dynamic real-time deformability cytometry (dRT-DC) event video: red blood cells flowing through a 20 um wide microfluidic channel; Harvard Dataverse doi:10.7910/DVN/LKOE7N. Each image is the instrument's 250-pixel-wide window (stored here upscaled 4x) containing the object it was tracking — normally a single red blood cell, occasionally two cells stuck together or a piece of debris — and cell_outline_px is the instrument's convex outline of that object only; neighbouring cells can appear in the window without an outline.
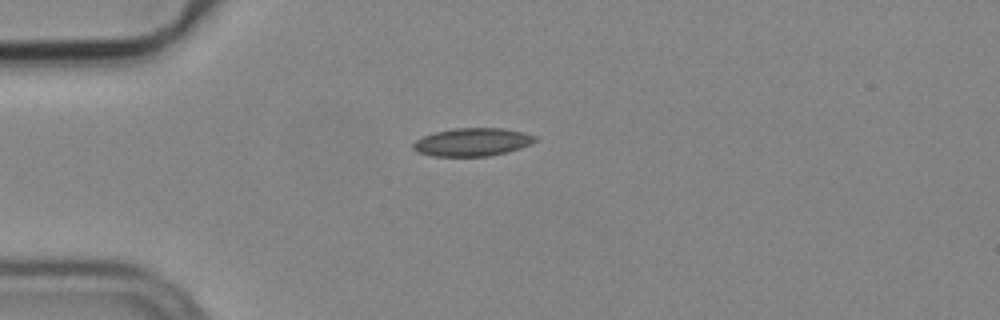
{"species": "common noctule bat (a hibernating species)", "species_latin": "Nyctalus noctula", "temperature_condition": "cold", "stored_images_in_passage": 6, "camera_frame_rate_fps": 3000, "um_per_image_px": 0.085, "animal": {"sex": "male", "body_mass_g": 19.2, "forearm_length_mm": 51.8}, "frame": {"image": 1, "passage_image": 6, "time_ms": 1.667, "image_size_px": [1000, 320], "cell_outline_px": [[536, 140], [520, 148], [488, 156], [432, 156], [420, 152], [412, 148], [412, 144], [416, 140], [424, 136], [436, 132], [452, 128], [504, 128], [524, 132], [536, 136]], "centroid_in_image_um": [40.14, 12.06], "position_along_channel_um": 44.9, "area_um2": 19.71}}